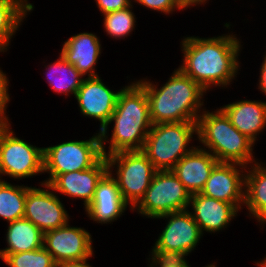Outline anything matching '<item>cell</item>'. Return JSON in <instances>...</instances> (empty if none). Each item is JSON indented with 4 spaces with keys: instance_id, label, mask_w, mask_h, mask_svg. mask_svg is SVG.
<instances>
[{
    "instance_id": "obj_1",
    "label": "cell",
    "mask_w": 266,
    "mask_h": 267,
    "mask_svg": "<svg viewBox=\"0 0 266 267\" xmlns=\"http://www.w3.org/2000/svg\"><path fill=\"white\" fill-rule=\"evenodd\" d=\"M181 43L184 59L179 69L205 91L211 86L227 87L235 79L240 67L238 56L241 49L236 36H189Z\"/></svg>"
},
{
    "instance_id": "obj_2",
    "label": "cell",
    "mask_w": 266,
    "mask_h": 267,
    "mask_svg": "<svg viewBox=\"0 0 266 267\" xmlns=\"http://www.w3.org/2000/svg\"><path fill=\"white\" fill-rule=\"evenodd\" d=\"M111 122L114 127L109 143L106 134ZM152 125L145 89L138 82L123 87L108 124L99 131L103 156L142 150ZM105 141L110 144L107 153Z\"/></svg>"
},
{
    "instance_id": "obj_3",
    "label": "cell",
    "mask_w": 266,
    "mask_h": 267,
    "mask_svg": "<svg viewBox=\"0 0 266 267\" xmlns=\"http://www.w3.org/2000/svg\"><path fill=\"white\" fill-rule=\"evenodd\" d=\"M158 89L157 84L138 80L145 89L152 124L197 122L206 91L179 68Z\"/></svg>"
},
{
    "instance_id": "obj_4",
    "label": "cell",
    "mask_w": 266,
    "mask_h": 267,
    "mask_svg": "<svg viewBox=\"0 0 266 267\" xmlns=\"http://www.w3.org/2000/svg\"><path fill=\"white\" fill-rule=\"evenodd\" d=\"M197 120V138L219 162L238 163L247 167L256 162L253 144L246 135L239 132L221 110L209 112L202 109Z\"/></svg>"
},
{
    "instance_id": "obj_5",
    "label": "cell",
    "mask_w": 266,
    "mask_h": 267,
    "mask_svg": "<svg viewBox=\"0 0 266 267\" xmlns=\"http://www.w3.org/2000/svg\"><path fill=\"white\" fill-rule=\"evenodd\" d=\"M194 134L197 135V122L153 124L141 151L157 171L172 170L196 147H188Z\"/></svg>"
},
{
    "instance_id": "obj_6",
    "label": "cell",
    "mask_w": 266,
    "mask_h": 267,
    "mask_svg": "<svg viewBox=\"0 0 266 267\" xmlns=\"http://www.w3.org/2000/svg\"><path fill=\"white\" fill-rule=\"evenodd\" d=\"M168 219L166 227L156 240L150 259L159 261H183L191 253L201 236L199 226L194 221L191 211L183 210L159 216L155 219Z\"/></svg>"
},
{
    "instance_id": "obj_7",
    "label": "cell",
    "mask_w": 266,
    "mask_h": 267,
    "mask_svg": "<svg viewBox=\"0 0 266 267\" xmlns=\"http://www.w3.org/2000/svg\"><path fill=\"white\" fill-rule=\"evenodd\" d=\"M102 157L99 133L89 140L69 141L43 147L44 172L50 174L43 183L50 184L59 174L89 169Z\"/></svg>"
},
{
    "instance_id": "obj_8",
    "label": "cell",
    "mask_w": 266,
    "mask_h": 267,
    "mask_svg": "<svg viewBox=\"0 0 266 267\" xmlns=\"http://www.w3.org/2000/svg\"><path fill=\"white\" fill-rule=\"evenodd\" d=\"M109 172L114 168L120 194L133 209L144 197L155 172L157 171L148 157L140 151L118 152L106 156ZM116 167H115V166Z\"/></svg>"
},
{
    "instance_id": "obj_9",
    "label": "cell",
    "mask_w": 266,
    "mask_h": 267,
    "mask_svg": "<svg viewBox=\"0 0 266 267\" xmlns=\"http://www.w3.org/2000/svg\"><path fill=\"white\" fill-rule=\"evenodd\" d=\"M190 200V192L172 170L156 171L144 197L132 210L137 209L138 214L155 219L187 210Z\"/></svg>"
},
{
    "instance_id": "obj_10",
    "label": "cell",
    "mask_w": 266,
    "mask_h": 267,
    "mask_svg": "<svg viewBox=\"0 0 266 267\" xmlns=\"http://www.w3.org/2000/svg\"><path fill=\"white\" fill-rule=\"evenodd\" d=\"M10 123L0 136V178L22 179L44 173L43 148L14 136Z\"/></svg>"
},
{
    "instance_id": "obj_11",
    "label": "cell",
    "mask_w": 266,
    "mask_h": 267,
    "mask_svg": "<svg viewBox=\"0 0 266 267\" xmlns=\"http://www.w3.org/2000/svg\"><path fill=\"white\" fill-rule=\"evenodd\" d=\"M45 189L30 187L27 190L24 218L31 221L43 233L68 224L69 214L59 200L53 188L41 182ZM52 191H49V190Z\"/></svg>"
},
{
    "instance_id": "obj_12",
    "label": "cell",
    "mask_w": 266,
    "mask_h": 267,
    "mask_svg": "<svg viewBox=\"0 0 266 267\" xmlns=\"http://www.w3.org/2000/svg\"><path fill=\"white\" fill-rule=\"evenodd\" d=\"M91 234L80 227H63L44 233L43 247L52 255L56 264L78 261L93 255Z\"/></svg>"
},
{
    "instance_id": "obj_13",
    "label": "cell",
    "mask_w": 266,
    "mask_h": 267,
    "mask_svg": "<svg viewBox=\"0 0 266 267\" xmlns=\"http://www.w3.org/2000/svg\"><path fill=\"white\" fill-rule=\"evenodd\" d=\"M244 171H246V166L242 164L219 162L213 168L200 193L216 200L231 203L238 210L243 209L241 206L244 205Z\"/></svg>"
},
{
    "instance_id": "obj_14",
    "label": "cell",
    "mask_w": 266,
    "mask_h": 267,
    "mask_svg": "<svg viewBox=\"0 0 266 267\" xmlns=\"http://www.w3.org/2000/svg\"><path fill=\"white\" fill-rule=\"evenodd\" d=\"M119 91L110 90L100 77L83 79L74 98L82 115L100 121V131L108 124L117 105Z\"/></svg>"
},
{
    "instance_id": "obj_15",
    "label": "cell",
    "mask_w": 266,
    "mask_h": 267,
    "mask_svg": "<svg viewBox=\"0 0 266 267\" xmlns=\"http://www.w3.org/2000/svg\"><path fill=\"white\" fill-rule=\"evenodd\" d=\"M108 171V162L103 156L93 167L59 174L49 185L55 193L60 192L72 198L83 199L86 209L93 200L98 182Z\"/></svg>"
},
{
    "instance_id": "obj_16",
    "label": "cell",
    "mask_w": 266,
    "mask_h": 267,
    "mask_svg": "<svg viewBox=\"0 0 266 267\" xmlns=\"http://www.w3.org/2000/svg\"><path fill=\"white\" fill-rule=\"evenodd\" d=\"M127 205L114 175L108 171L98 182L93 200L85 211L94 222L107 224L123 215Z\"/></svg>"
},
{
    "instance_id": "obj_17",
    "label": "cell",
    "mask_w": 266,
    "mask_h": 267,
    "mask_svg": "<svg viewBox=\"0 0 266 267\" xmlns=\"http://www.w3.org/2000/svg\"><path fill=\"white\" fill-rule=\"evenodd\" d=\"M219 161L207 150L195 147L172 169L190 194L200 193Z\"/></svg>"
},
{
    "instance_id": "obj_18",
    "label": "cell",
    "mask_w": 266,
    "mask_h": 267,
    "mask_svg": "<svg viewBox=\"0 0 266 267\" xmlns=\"http://www.w3.org/2000/svg\"><path fill=\"white\" fill-rule=\"evenodd\" d=\"M189 205L192 206L191 215L203 231L217 232L227 228L231 219L236 217L238 210L233 204L207 197L201 193L191 195Z\"/></svg>"
},
{
    "instance_id": "obj_19",
    "label": "cell",
    "mask_w": 266,
    "mask_h": 267,
    "mask_svg": "<svg viewBox=\"0 0 266 267\" xmlns=\"http://www.w3.org/2000/svg\"><path fill=\"white\" fill-rule=\"evenodd\" d=\"M62 57L74 65L83 75L98 77L95 72V65L101 55V44L94 33L83 32L73 35L64 42L60 52Z\"/></svg>"
},
{
    "instance_id": "obj_20",
    "label": "cell",
    "mask_w": 266,
    "mask_h": 267,
    "mask_svg": "<svg viewBox=\"0 0 266 267\" xmlns=\"http://www.w3.org/2000/svg\"><path fill=\"white\" fill-rule=\"evenodd\" d=\"M220 109L231 124L254 143L257 135L266 127V102L242 100L233 102Z\"/></svg>"
},
{
    "instance_id": "obj_21",
    "label": "cell",
    "mask_w": 266,
    "mask_h": 267,
    "mask_svg": "<svg viewBox=\"0 0 266 267\" xmlns=\"http://www.w3.org/2000/svg\"><path fill=\"white\" fill-rule=\"evenodd\" d=\"M251 165H249L251 167L249 171H245L244 205L247 206L250 216L256 218L259 223L265 224L266 167L259 162Z\"/></svg>"
},
{
    "instance_id": "obj_22",
    "label": "cell",
    "mask_w": 266,
    "mask_h": 267,
    "mask_svg": "<svg viewBox=\"0 0 266 267\" xmlns=\"http://www.w3.org/2000/svg\"><path fill=\"white\" fill-rule=\"evenodd\" d=\"M44 233L26 218L9 222L6 234L8 246L0 249L3 260L8 254L37 250L43 247Z\"/></svg>"
},
{
    "instance_id": "obj_23",
    "label": "cell",
    "mask_w": 266,
    "mask_h": 267,
    "mask_svg": "<svg viewBox=\"0 0 266 267\" xmlns=\"http://www.w3.org/2000/svg\"><path fill=\"white\" fill-rule=\"evenodd\" d=\"M33 9L28 0H0V52L8 50L11 38Z\"/></svg>"
},
{
    "instance_id": "obj_24",
    "label": "cell",
    "mask_w": 266,
    "mask_h": 267,
    "mask_svg": "<svg viewBox=\"0 0 266 267\" xmlns=\"http://www.w3.org/2000/svg\"><path fill=\"white\" fill-rule=\"evenodd\" d=\"M45 68L48 71L46 78L53 91L63 93L65 96L70 93L76 95L84 78L74 65L67 62L60 54L57 61Z\"/></svg>"
},
{
    "instance_id": "obj_25",
    "label": "cell",
    "mask_w": 266,
    "mask_h": 267,
    "mask_svg": "<svg viewBox=\"0 0 266 267\" xmlns=\"http://www.w3.org/2000/svg\"><path fill=\"white\" fill-rule=\"evenodd\" d=\"M28 186H15L0 179V218L13 222L24 217Z\"/></svg>"
},
{
    "instance_id": "obj_26",
    "label": "cell",
    "mask_w": 266,
    "mask_h": 267,
    "mask_svg": "<svg viewBox=\"0 0 266 267\" xmlns=\"http://www.w3.org/2000/svg\"><path fill=\"white\" fill-rule=\"evenodd\" d=\"M133 5L104 15V28L107 35L120 39L127 37L135 26V15L130 10Z\"/></svg>"
},
{
    "instance_id": "obj_27",
    "label": "cell",
    "mask_w": 266,
    "mask_h": 267,
    "mask_svg": "<svg viewBox=\"0 0 266 267\" xmlns=\"http://www.w3.org/2000/svg\"><path fill=\"white\" fill-rule=\"evenodd\" d=\"M3 261L9 267H56L52 255L44 247L8 254Z\"/></svg>"
},
{
    "instance_id": "obj_28",
    "label": "cell",
    "mask_w": 266,
    "mask_h": 267,
    "mask_svg": "<svg viewBox=\"0 0 266 267\" xmlns=\"http://www.w3.org/2000/svg\"><path fill=\"white\" fill-rule=\"evenodd\" d=\"M140 5L145 6L151 10L163 12L165 14L173 13V11L184 10L190 7L185 0H134Z\"/></svg>"
},
{
    "instance_id": "obj_29",
    "label": "cell",
    "mask_w": 266,
    "mask_h": 267,
    "mask_svg": "<svg viewBox=\"0 0 266 267\" xmlns=\"http://www.w3.org/2000/svg\"><path fill=\"white\" fill-rule=\"evenodd\" d=\"M8 77L6 74L0 69V120L9 122V119L6 115L7 104L10 101V95L8 94Z\"/></svg>"
},
{
    "instance_id": "obj_30",
    "label": "cell",
    "mask_w": 266,
    "mask_h": 267,
    "mask_svg": "<svg viewBox=\"0 0 266 267\" xmlns=\"http://www.w3.org/2000/svg\"><path fill=\"white\" fill-rule=\"evenodd\" d=\"M103 14L114 12L132 5V0H95Z\"/></svg>"
},
{
    "instance_id": "obj_31",
    "label": "cell",
    "mask_w": 266,
    "mask_h": 267,
    "mask_svg": "<svg viewBox=\"0 0 266 267\" xmlns=\"http://www.w3.org/2000/svg\"><path fill=\"white\" fill-rule=\"evenodd\" d=\"M259 88L262 93L266 95V55L264 57V60L262 62V65L260 66V76H259Z\"/></svg>"
},
{
    "instance_id": "obj_32",
    "label": "cell",
    "mask_w": 266,
    "mask_h": 267,
    "mask_svg": "<svg viewBox=\"0 0 266 267\" xmlns=\"http://www.w3.org/2000/svg\"><path fill=\"white\" fill-rule=\"evenodd\" d=\"M89 258L78 261H68L56 264V267H92L87 263Z\"/></svg>"
},
{
    "instance_id": "obj_33",
    "label": "cell",
    "mask_w": 266,
    "mask_h": 267,
    "mask_svg": "<svg viewBox=\"0 0 266 267\" xmlns=\"http://www.w3.org/2000/svg\"><path fill=\"white\" fill-rule=\"evenodd\" d=\"M150 267H180V261H159L151 260Z\"/></svg>"
},
{
    "instance_id": "obj_34",
    "label": "cell",
    "mask_w": 266,
    "mask_h": 267,
    "mask_svg": "<svg viewBox=\"0 0 266 267\" xmlns=\"http://www.w3.org/2000/svg\"><path fill=\"white\" fill-rule=\"evenodd\" d=\"M190 6H194V5H201V4H203V3H205V2H207V0H185Z\"/></svg>"
},
{
    "instance_id": "obj_35",
    "label": "cell",
    "mask_w": 266,
    "mask_h": 267,
    "mask_svg": "<svg viewBox=\"0 0 266 267\" xmlns=\"http://www.w3.org/2000/svg\"><path fill=\"white\" fill-rule=\"evenodd\" d=\"M180 267H190V265L186 261L185 262L180 261ZM206 267H216V265L215 264H210V265H208Z\"/></svg>"
},
{
    "instance_id": "obj_36",
    "label": "cell",
    "mask_w": 266,
    "mask_h": 267,
    "mask_svg": "<svg viewBox=\"0 0 266 267\" xmlns=\"http://www.w3.org/2000/svg\"><path fill=\"white\" fill-rule=\"evenodd\" d=\"M9 123H10V122H5V121L0 120V136H1V133H2L3 129H4Z\"/></svg>"
},
{
    "instance_id": "obj_37",
    "label": "cell",
    "mask_w": 266,
    "mask_h": 267,
    "mask_svg": "<svg viewBox=\"0 0 266 267\" xmlns=\"http://www.w3.org/2000/svg\"><path fill=\"white\" fill-rule=\"evenodd\" d=\"M256 265L259 267H266V257L264 258V260L262 259L261 262H257Z\"/></svg>"
}]
</instances>
